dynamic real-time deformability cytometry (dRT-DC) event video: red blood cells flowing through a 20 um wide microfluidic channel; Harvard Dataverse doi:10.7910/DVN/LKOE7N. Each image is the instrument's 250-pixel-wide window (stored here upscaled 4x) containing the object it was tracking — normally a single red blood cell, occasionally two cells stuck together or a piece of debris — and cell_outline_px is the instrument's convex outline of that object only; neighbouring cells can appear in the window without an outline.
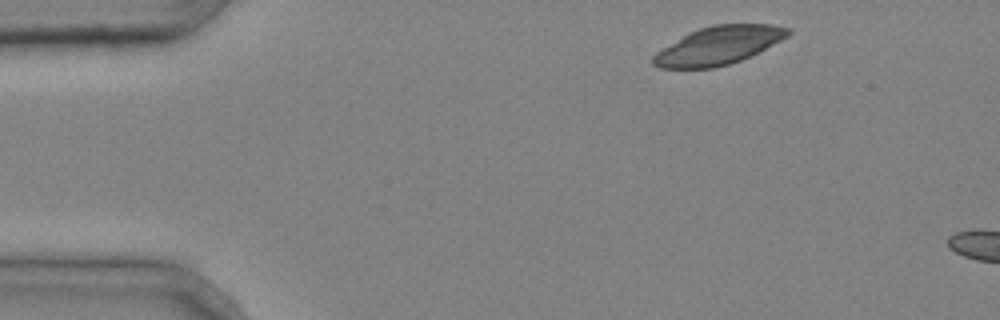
{"species": "common noctule bat (a hibernating species)", "species_latin": "Nyctalus noctula", "temperature_condition": "cold", "stored_images_in_passage": 2, "camera_frame_rate_fps": 3000, "um_per_image_px": 0.085, "animal": {"sex": "male", "body_mass_g": 20.4}, "frame": {"image": 1, "passage_image": 1, "time_ms": 0.0, "image_size_px": [1000, 320], "cell_outline_px": [[792, 32], [788, 36], [740, 60], [728, 64], [712, 68], [660, 68], [652, 64], [652, 56], [656, 52], [688, 32], [712, 24], [772, 24], [792, 28]], "centroid_in_image_um": [61.05, 3.85], "position_along_channel_um": 23.9, "area_um2": 29.71}}